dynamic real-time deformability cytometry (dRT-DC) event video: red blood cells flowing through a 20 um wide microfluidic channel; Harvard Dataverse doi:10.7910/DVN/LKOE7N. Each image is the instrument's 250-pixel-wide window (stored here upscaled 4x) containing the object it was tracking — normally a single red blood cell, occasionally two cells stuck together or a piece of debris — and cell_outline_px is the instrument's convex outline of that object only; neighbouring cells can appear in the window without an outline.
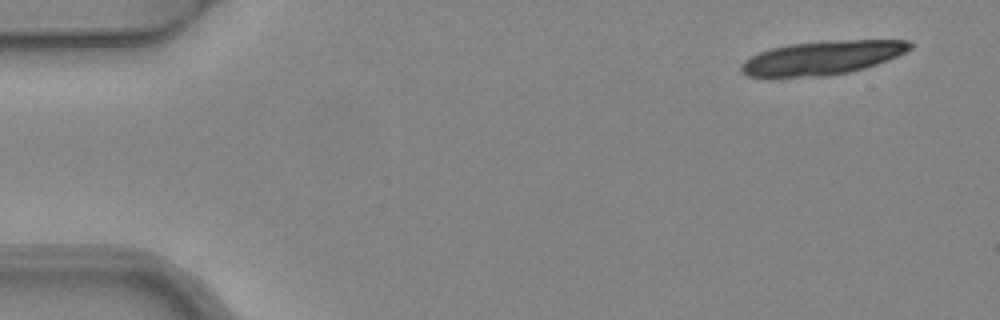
{"species": "common noctule bat (a hibernating species)", "species_latin": "Nyctalus noctula", "temperature_condition": "warm", "stored_images_in_passage": 3, "camera_frame_rate_fps": 3000, "um_per_image_px": 0.085, "animal": {"sex": "female", "body_mass_g": 24.6, "forearm_length_mm": 56.2}, "frame": {"image": 1, "passage_image": 1, "time_ms": 0.0, "image_size_px": [1000, 320], "cell_outline_px": [[912, 48], [888, 60], [864, 68], [848, 72], [828, 76], [748, 76], [740, 72], [740, 64], [744, 60], [760, 52], [772, 48], [788, 44], [824, 40], [908, 40], [912, 44]], "centroid_in_image_um": [69.89, 4.9], "position_along_channel_um": 15.1, "area_um2": 33.12}}